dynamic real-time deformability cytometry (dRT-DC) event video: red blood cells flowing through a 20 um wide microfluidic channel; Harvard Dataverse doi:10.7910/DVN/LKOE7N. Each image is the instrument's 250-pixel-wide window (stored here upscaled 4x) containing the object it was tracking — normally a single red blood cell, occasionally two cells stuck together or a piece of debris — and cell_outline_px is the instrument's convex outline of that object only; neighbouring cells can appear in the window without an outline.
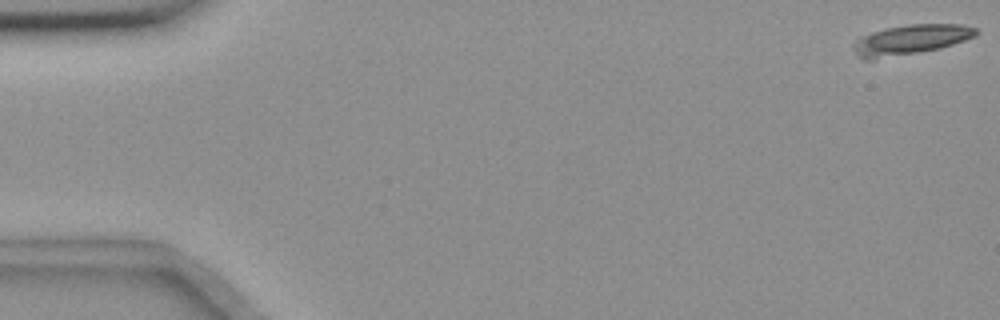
{"species": "common noctule bat (a hibernating species)", "species_latin": "Nyctalus noctula", "temperature_condition": "room temperature", "stored_images_in_passage": 42, "camera_frame_rate_fps": 3000, "um_per_image_px": 0.085, "animal": {"sex": "female", "body_mass_g": 18.4}, "frame": {"image": 1, "passage_image": 1, "time_ms": 0.0, "image_size_px": [1000, 320], "cell_outline_px": [[980, 32], [976, 36], [940, 48], [920, 52], [876, 60], [864, 60], [852, 48], [852, 44], [860, 36], [872, 32], [888, 28], [908, 24], [960, 24], [976, 28]], "centroid_in_image_um": [77.38, 3.38], "position_along_channel_um": 7.6, "area_um2": 21.44}}